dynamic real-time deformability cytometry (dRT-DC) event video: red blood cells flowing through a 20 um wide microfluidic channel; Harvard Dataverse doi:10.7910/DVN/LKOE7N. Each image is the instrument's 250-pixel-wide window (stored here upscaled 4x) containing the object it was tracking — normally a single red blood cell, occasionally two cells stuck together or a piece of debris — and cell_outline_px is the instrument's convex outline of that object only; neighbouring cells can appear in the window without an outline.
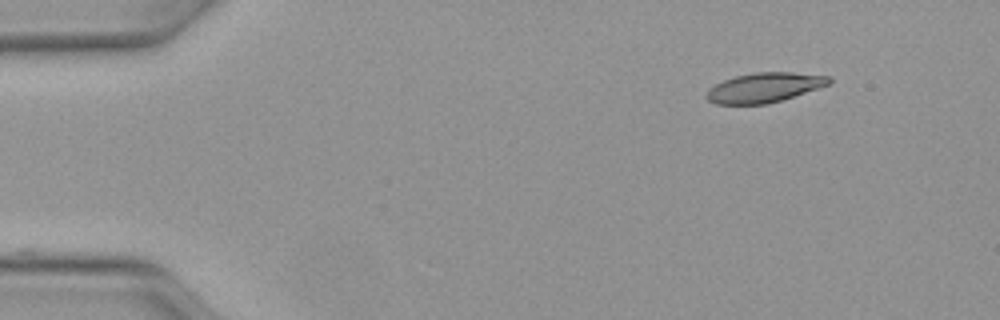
{"species": "Egyptian fruit bat (a non-hibernating species)", "species_latin": "Rousettus aegyptiacus", "temperature_condition": "warm", "stored_images_in_passage": 5, "camera_frame_rate_fps": 3000, "um_per_image_px": 0.085, "animal": {"sex": "female"}, "frame": {"image": 1, "passage_image": 1, "time_ms": 0.0, "image_size_px": [1000, 320], "cell_outline_px": [[832, 84], [768, 104], [716, 104], [708, 100], [704, 96], [708, 88], [724, 80], [736, 76], [756, 72], [792, 72], [832, 76]], "centroid_in_image_um": [64.99, 7.44], "position_along_channel_um": 20.0, "area_um2": 21.33}}